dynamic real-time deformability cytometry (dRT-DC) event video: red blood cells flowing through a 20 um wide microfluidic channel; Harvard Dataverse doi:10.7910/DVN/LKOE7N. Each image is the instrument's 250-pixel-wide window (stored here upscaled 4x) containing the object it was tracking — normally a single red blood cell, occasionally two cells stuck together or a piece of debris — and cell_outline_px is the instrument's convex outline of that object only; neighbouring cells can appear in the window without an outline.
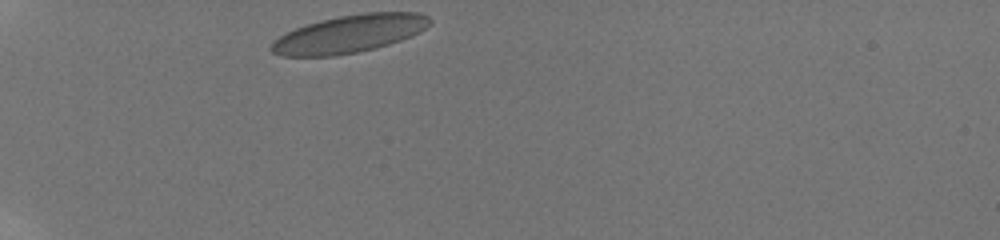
{"species": "human", "species_latin": "Homo sapiens", "temperature_condition": "room temperature", "stored_images_in_passage": 35, "camera_frame_rate_fps": 3000, "um_per_image_px": 0.085, "donor": {"sex": "male"}, "frame": {"image": 1, "passage_image": 1, "time_ms": 0.0, "image_size_px": [1000, 240], "cell_outline_px": [[432, 24], [420, 32], [400, 40], [376, 48], [356, 52], [332, 56], [280, 56], [272, 52], [268, 48], [284, 32], [320, 20], [340, 16], [364, 12], [420, 12], [428, 16], [432, 20]], "centroid_in_image_um": [29.72, 2.87], "position_along_channel_um": 55.3, "area_um2": 34.85}}
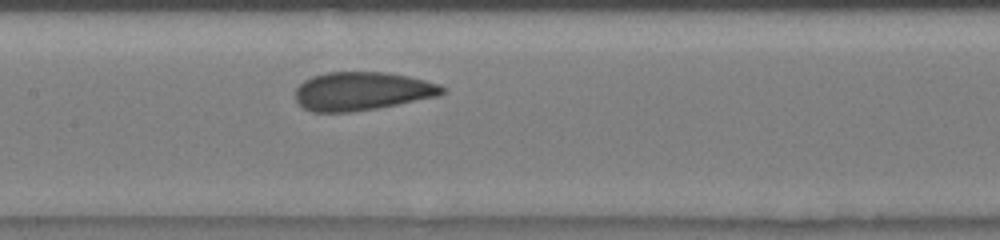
{"frame": {"image": 2, "passage_image": 19, "time_ms": 4.0, "image_size_px": [1000, 240], "cell_outline_px": [[444, 92], [436, 96], [376, 108], [352, 112], [312, 112], [304, 108], [296, 100], [296, 88], [304, 80], [312, 76], [328, 72], [388, 72], [408, 76], [440, 84], [444, 88]], "centroid_in_image_um": [30.73, 7.74], "position_along_channel_um": 176.7, "area_um2": 32.66}}
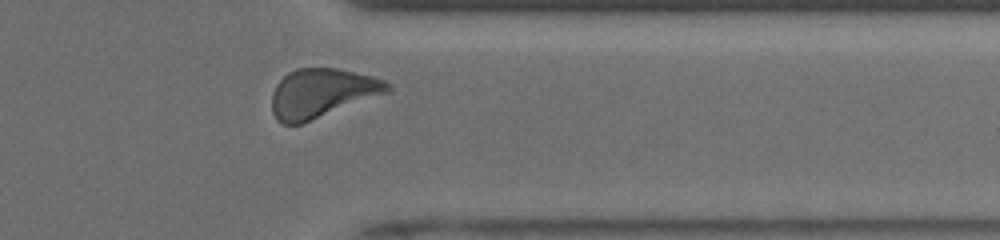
{"frame": {"image": 3, "passage_image": 33, "time_ms": 9.333, "image_size_px": [1000, 240], "cell_outline_px": [[392, 88], [388, 92], [300, 124], [280, 124], [276, 120], [272, 112], [272, 92], [276, 84], [288, 72], [296, 68], [336, 68], [372, 76], [384, 80], [392, 84]], "centroid_in_image_um": [27.33, 7.91], "position_along_channel_um": 384.1, "area_um2": 32.83}, "authors_computed_cell_mechanics": {"area_um2": 33.4662, "velocity_mm_per_s": 3.8936, "shape_relaxation_time_tau1_ms": 3.4986, "shape_relaxation_time_tau2_ms": 0.7574, "deformation_change_tau1": 0.1027, "deformation_change_tau2": 0.0513}}